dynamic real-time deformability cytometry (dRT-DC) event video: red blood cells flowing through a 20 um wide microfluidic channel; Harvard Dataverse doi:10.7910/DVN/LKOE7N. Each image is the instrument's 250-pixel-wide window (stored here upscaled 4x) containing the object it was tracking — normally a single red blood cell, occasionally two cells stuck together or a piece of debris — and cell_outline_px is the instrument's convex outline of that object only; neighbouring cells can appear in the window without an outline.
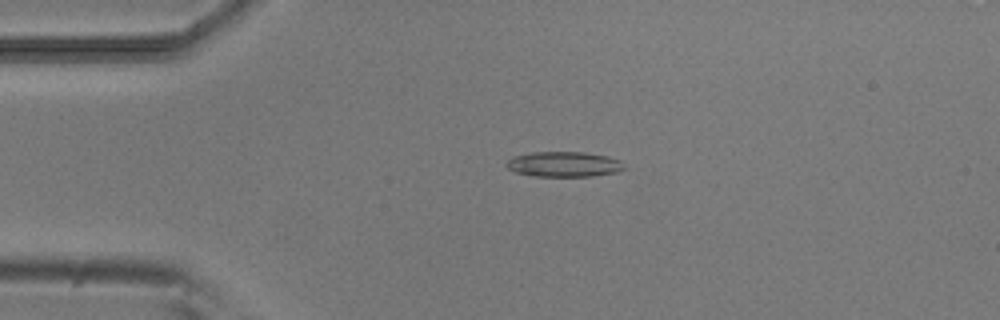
{"species": "common noctule bat (a hibernating species)", "species_latin": "Nyctalus noctula", "temperature_condition": "room temperature", "stored_images_in_passage": 51, "camera_frame_rate_fps": 3000, "um_per_image_px": 0.085, "animal": {"sex": "male", "body_mass_g": 20.5, "forearm_length_mm": 52.5}, "frame": {"image": 1, "passage_image": 11, "time_ms": 3.333, "image_size_px": [1000, 320], "cell_outline_px": [[624, 168], [616, 172], [592, 176], [532, 176], [516, 172], [508, 168], [504, 164], [512, 156], [532, 152], [584, 152], [608, 156], [620, 160], [624, 164]], "centroid_in_image_um": [47.91, 13.95], "position_along_channel_um": 37.1, "area_um2": 17.34}}
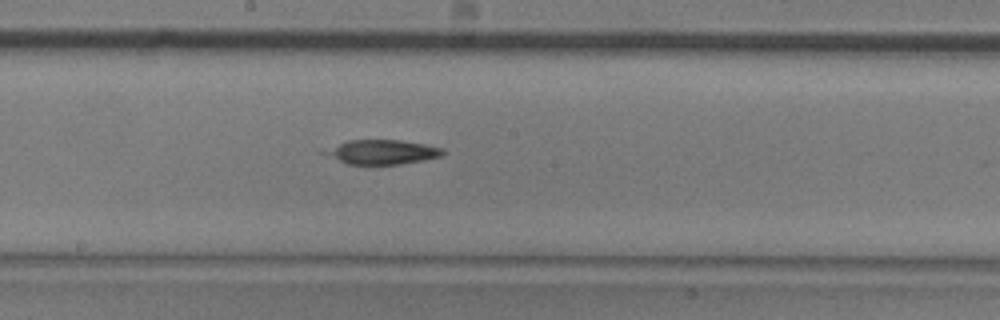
{"frame": {"image": 2, "passage_image": 27, "time_ms": 8.667, "image_size_px": [1000, 320], "cell_outline_px": [[444, 152], [440, 156], [424, 160], [400, 164], [348, 164], [320, 152], [348, 140], [400, 140], [424, 144], [444, 148]], "centroid_in_image_um": [32.5, 12.92], "position_along_channel_um": 215.7, "area_um2": 16.53}}
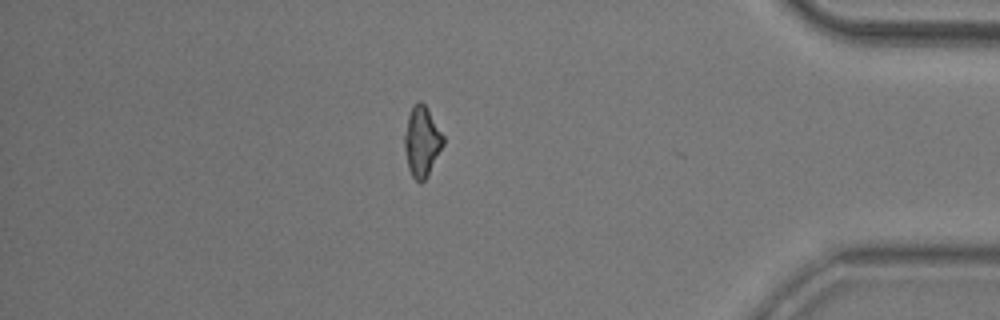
{"frame": {"image": 3, "passage_image": 44, "time_ms": 14.333, "image_size_px": [1000, 320], "cell_outline_px": [[444, 144], [424, 180], [416, 180], [412, 176], [408, 168], [404, 148], [404, 136], [408, 116], [412, 104], [416, 100], [420, 100], [424, 104], [444, 136]], "centroid_in_image_um": [35.84, 11.97], "position_along_channel_um": 399.4, "area_um2": 15.55}, "authors_computed_cell_mechanics": {"area_um2": 17.34, "velocity_mm_per_s": 3.9004, "shape_relaxation_time_tau1_ms": 8.4859, "shape_relaxation_time_tau2_ms": null, "deformation_change_tau1": 0.1854, "deformation_change_tau2": null}}